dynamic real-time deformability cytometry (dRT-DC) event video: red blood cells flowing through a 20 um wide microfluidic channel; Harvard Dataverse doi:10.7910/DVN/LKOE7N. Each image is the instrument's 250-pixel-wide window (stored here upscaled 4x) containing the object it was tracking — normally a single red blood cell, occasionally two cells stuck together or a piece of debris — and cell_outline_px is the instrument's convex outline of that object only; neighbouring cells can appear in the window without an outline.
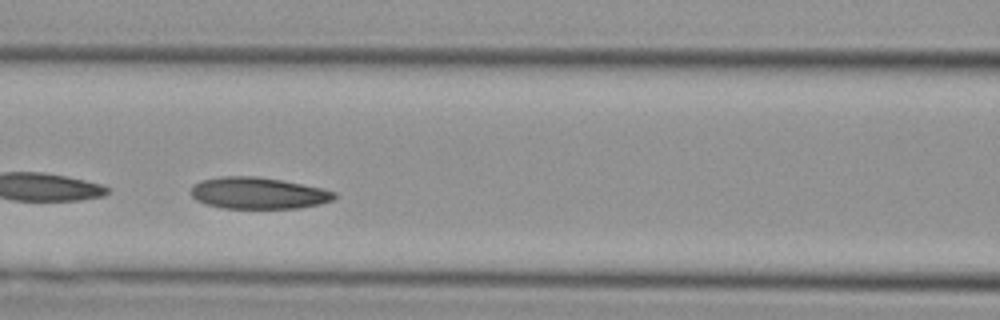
{"species": "Egyptian fruit bat (a non-hibernating species)", "species_latin": "Rousettus aegyptiacus", "temperature_condition": "cold", "stored_images_in_passage": 40, "camera_frame_rate_fps": 3000, "um_per_image_px": 0.085, "animal": {"sex": "female"}, "frame": {"image": 1, "passage_image": 12, "time_ms": 3.667, "image_size_px": [1000, 320], "cell_outline_px": [[336, 196], [332, 200], [320, 204], [300, 208], [224, 208], [204, 204], [196, 200], [192, 196], [192, 184], [200, 180], [220, 176], [256, 176], [280, 180], [320, 188], [336, 192]], "centroid_in_image_um": [21.9, 16.41], "position_along_channel_um": 144.7, "area_um2": 26.36}}
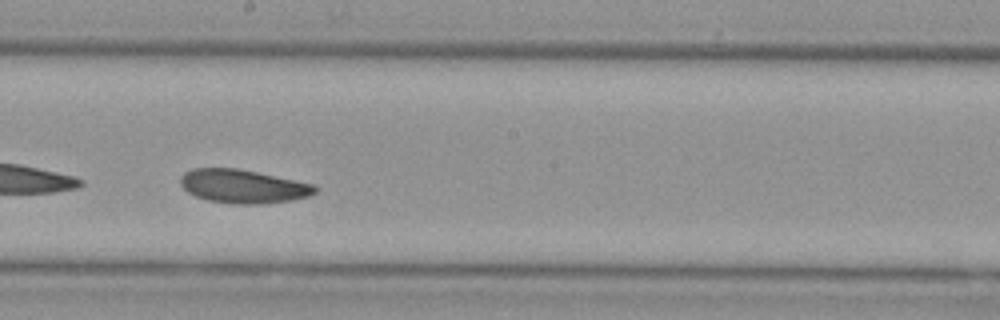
{"frame": {"image": 2, "passage_image": 18, "time_ms": 5.667, "image_size_px": [1000, 320], "cell_outline_px": [[316, 192], [308, 196], [288, 200], [260, 204], [232, 204], [208, 200], [196, 196], [188, 192], [180, 184], [180, 176], [184, 172], [192, 168], [236, 168], [316, 184]], "centroid_in_image_um": [20.63, 15.83], "position_along_channel_um": 227.6, "area_um2": 26.24}}